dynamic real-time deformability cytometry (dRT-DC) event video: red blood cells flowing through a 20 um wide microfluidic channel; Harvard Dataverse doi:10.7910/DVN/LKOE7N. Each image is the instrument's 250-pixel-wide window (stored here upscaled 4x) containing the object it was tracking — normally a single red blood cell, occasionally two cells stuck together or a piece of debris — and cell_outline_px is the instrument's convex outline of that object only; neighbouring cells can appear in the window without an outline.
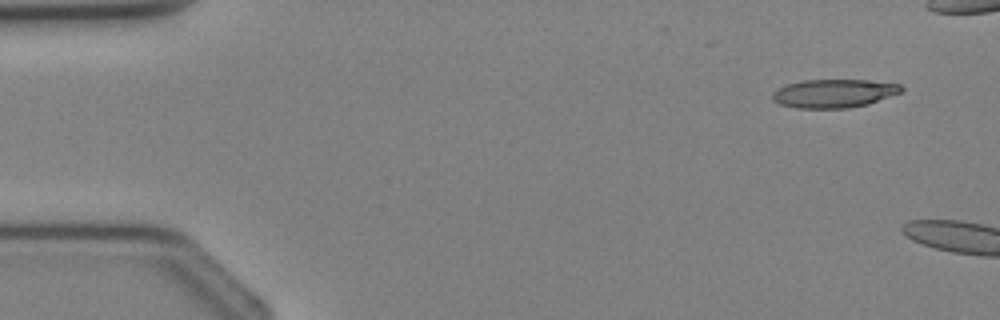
{"species": "Egyptian fruit bat (a non-hibernating species)", "species_latin": "Rousettus aegyptiacus", "temperature_condition": "cold", "stored_images_in_passage": 4, "camera_frame_rate_fps": 3000, "um_per_image_px": 0.085, "animal": {"sex": "female"}, "frame": {"image": 1, "passage_image": 1, "time_ms": 0.0, "image_size_px": [1000, 320], "cell_outline_px": [[904, 92], [868, 104], [848, 108], [796, 108], [780, 104], [772, 100], [772, 92], [776, 88], [788, 84], [804, 80], [868, 80], [900, 84], [904, 88]], "centroid_in_image_um": [70.9, 7.94], "position_along_channel_um": 14.1, "area_um2": 21.56}}
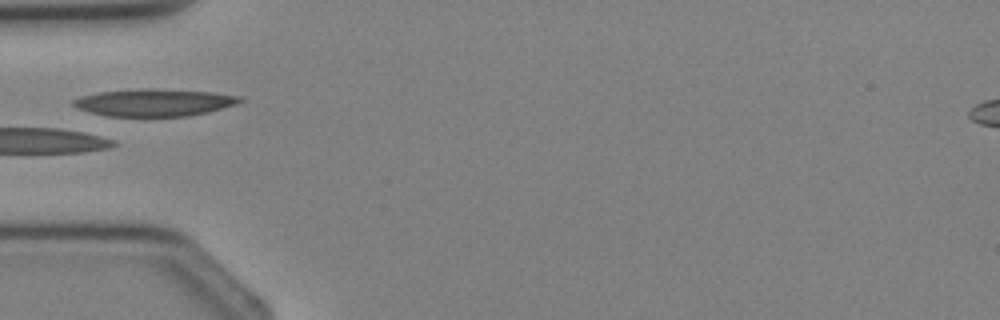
{"frame": {"image": 2, "passage_image": 4, "time_ms": 4.667, "image_size_px": [1000, 320], "cell_outline_px": [[244, 100], [236, 104], [208, 112], [188, 116], [108, 116], [88, 112], [72, 104], [72, 100], [80, 96], [96, 92], [152, 88], [212, 92], [244, 96]], "centroid_in_image_um": [13.14, 8.71], "position_along_channel_um": 71.9, "area_um2": 26.53}}